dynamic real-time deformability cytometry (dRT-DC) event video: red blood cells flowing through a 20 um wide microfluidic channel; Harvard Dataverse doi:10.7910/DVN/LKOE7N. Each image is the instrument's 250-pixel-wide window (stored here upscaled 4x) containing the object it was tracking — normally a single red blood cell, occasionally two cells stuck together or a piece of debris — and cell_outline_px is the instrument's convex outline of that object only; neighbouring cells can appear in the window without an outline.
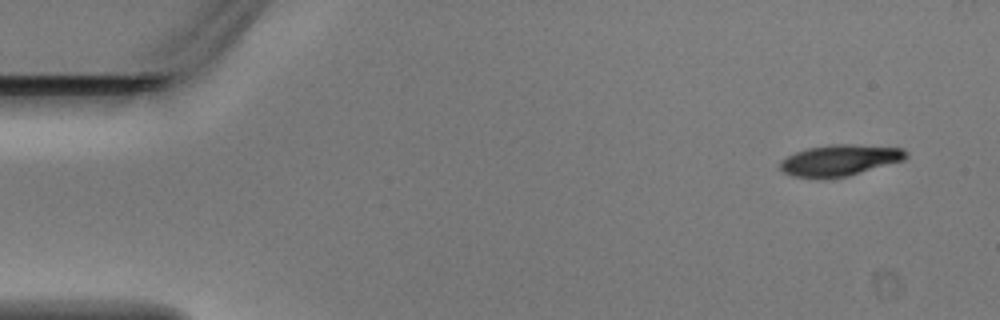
{"species": "Egyptian fruit bat (a non-hibernating species)", "species_latin": "Rousettus aegyptiacus", "temperature_condition": "warm", "stored_images_in_passage": 4, "camera_frame_rate_fps": 3000, "um_per_image_px": 0.085, "animal": {"sex": "male"}, "frame": {"image": 1, "passage_image": 1, "time_ms": 0.0, "image_size_px": [1000, 320], "cell_outline_px": [[908, 156], [904, 160], [848, 176], [792, 176], [784, 172], [780, 168], [780, 160], [796, 152], [808, 148], [832, 144], [852, 144], [904, 148], [908, 152]], "centroid_in_image_um": [71.43, 13.59], "position_along_channel_um": 13.6, "area_um2": 22.37}}
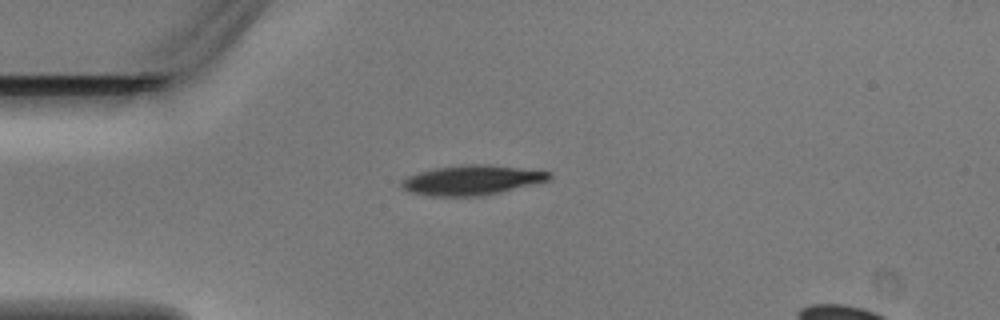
{"frame": {"image": 2, "passage_image": 3, "time_ms": 0.667, "image_size_px": [1000, 320], "cell_outline_px": [[552, 176], [548, 180], [500, 192], [480, 196], [428, 196], [412, 192], [400, 188], [400, 184], [408, 176], [420, 172], [436, 168], [464, 164], [488, 164], [552, 172]], "centroid_in_image_um": [40.09, 15.31], "position_along_channel_um": 44.9, "area_um2": 25.37}}